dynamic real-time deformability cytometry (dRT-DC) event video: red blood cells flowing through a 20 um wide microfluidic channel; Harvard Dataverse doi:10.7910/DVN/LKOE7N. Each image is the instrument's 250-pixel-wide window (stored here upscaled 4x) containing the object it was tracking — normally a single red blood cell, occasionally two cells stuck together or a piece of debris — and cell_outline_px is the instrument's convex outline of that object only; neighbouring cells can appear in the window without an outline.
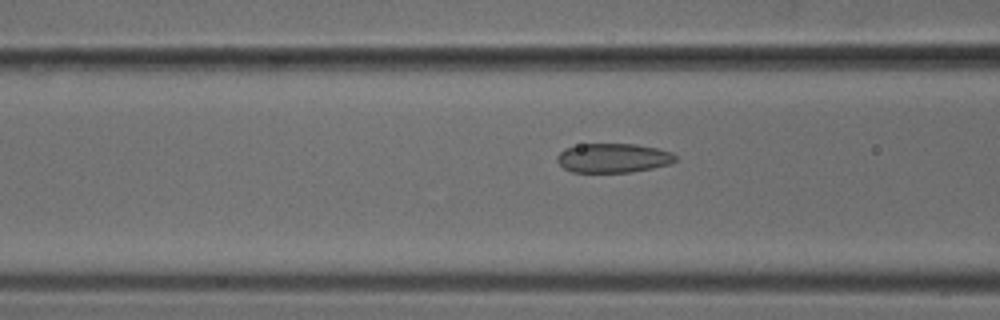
{"species": "common noctule bat (a hibernating species)", "species_latin": "Nyctalus noctula", "temperature_condition": "cold", "stored_images_in_passage": 37, "camera_frame_rate_fps": 3000, "um_per_image_px": 0.085, "animal": {"sex": "male", "body_mass_g": 18.8}, "frame": {"image": 1, "passage_image": 6, "time_ms": 1.667, "image_size_px": [1000, 320], "cell_outline_px": [[676, 160], [672, 164], [632, 172], [572, 172], [564, 168], [556, 160], [556, 156], [564, 148], [580, 144], [636, 144], [656, 148], [672, 152], [676, 156]], "centroid_in_image_um": [52.12, 13.43], "position_along_channel_um": 114.5, "area_um2": 20.29}}
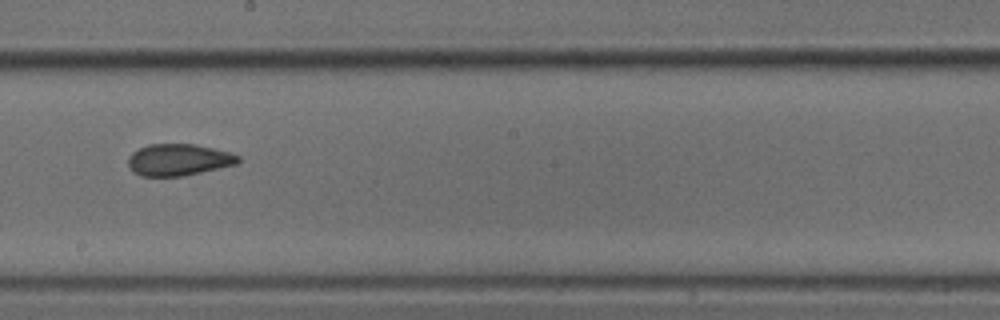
{"frame": {"image": 2, "passage_image": 15, "time_ms": 4.667, "image_size_px": [1000, 320], "cell_outline_px": [[240, 160], [236, 164], [184, 176], [140, 176], [132, 172], [128, 164], [128, 156], [132, 152], [148, 144], [192, 144], [232, 152], [240, 156]], "centroid_in_image_um": [15.16, 13.58], "position_along_channel_um": 233.0, "area_um2": 20.4}}
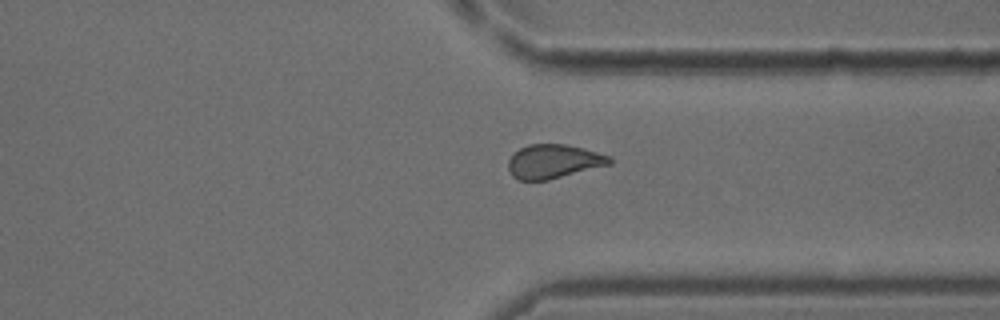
{"frame": {"image": 3, "passage_image": 25, "time_ms": 8.0, "image_size_px": [1000, 320], "cell_outline_px": [[612, 164], [548, 180], [520, 180], [512, 176], [508, 168], [508, 160], [512, 152], [528, 144], [564, 144], [584, 148], [608, 156], [612, 160]], "centroid_in_image_um": [47.02, 13.72], "position_along_channel_um": 364.4, "area_um2": 20.11}}